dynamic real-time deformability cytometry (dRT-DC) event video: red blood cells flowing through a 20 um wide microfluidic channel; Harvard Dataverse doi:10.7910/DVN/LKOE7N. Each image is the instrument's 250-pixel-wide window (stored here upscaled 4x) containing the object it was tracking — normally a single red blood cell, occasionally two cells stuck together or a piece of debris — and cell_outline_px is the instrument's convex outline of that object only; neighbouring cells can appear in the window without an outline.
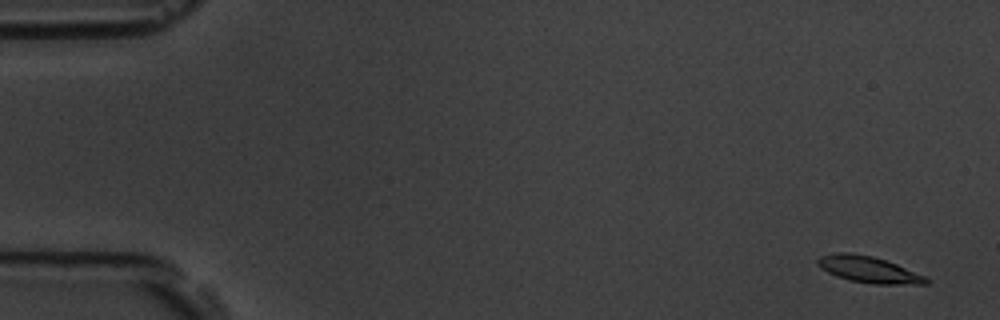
{"species": "common noctule bat (a hibernating species)", "species_latin": "Nyctalus noctula", "temperature_condition": "room temperature", "stored_images_in_passage": 10, "camera_frame_rate_fps": 3000, "um_per_image_px": 0.085, "animal": {"sex": "male", "body_mass_g": 19.5, "forearm_length_mm": 54.6}, "frame": {"image": 1, "passage_image": 1, "time_ms": 0.0, "image_size_px": [1000, 320], "cell_outline_px": [[928, 284], [876, 284], [848, 280], [836, 276], [820, 268], [816, 264], [816, 260], [820, 256], [836, 252], [848, 252], [872, 256], [896, 264], [924, 276], [928, 280]], "centroid_in_image_um": [73.77, 22.9], "position_along_channel_um": 11.2, "area_um2": 16.53}}
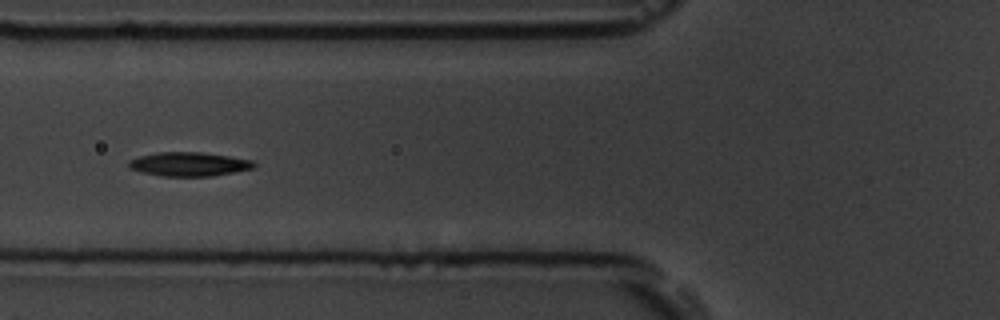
{"frame": {"image": 2, "passage_image": 6, "time_ms": 6.667, "image_size_px": [1000, 320], "cell_outline_px": [[256, 164], [252, 168], [212, 176], [160, 176], [140, 172], [128, 168], [128, 160], [140, 156], [156, 152], [200, 152], [228, 156], [252, 160]], "centroid_in_image_um": [15.99, 13.95], "position_along_channel_um": 109.8, "area_um2": 17.46}}
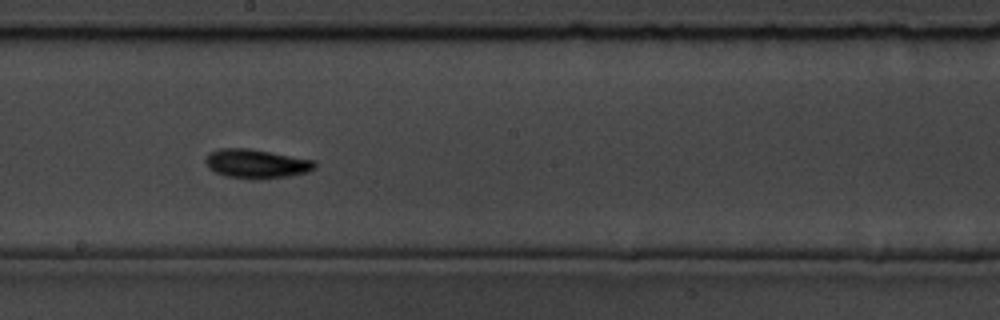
{"frame": {"image": 3, "passage_image": 9, "time_ms": 10.0, "image_size_px": [1000, 320], "cell_outline_px": [[316, 168], [308, 172], [288, 176], [256, 180], [252, 180], [224, 176], [208, 168], [204, 160], [208, 152], [220, 148], [248, 148], [312, 160], [316, 164]], "centroid_in_image_um": [21.73, 13.93], "position_along_channel_um": 226.5, "area_um2": 18.61}}